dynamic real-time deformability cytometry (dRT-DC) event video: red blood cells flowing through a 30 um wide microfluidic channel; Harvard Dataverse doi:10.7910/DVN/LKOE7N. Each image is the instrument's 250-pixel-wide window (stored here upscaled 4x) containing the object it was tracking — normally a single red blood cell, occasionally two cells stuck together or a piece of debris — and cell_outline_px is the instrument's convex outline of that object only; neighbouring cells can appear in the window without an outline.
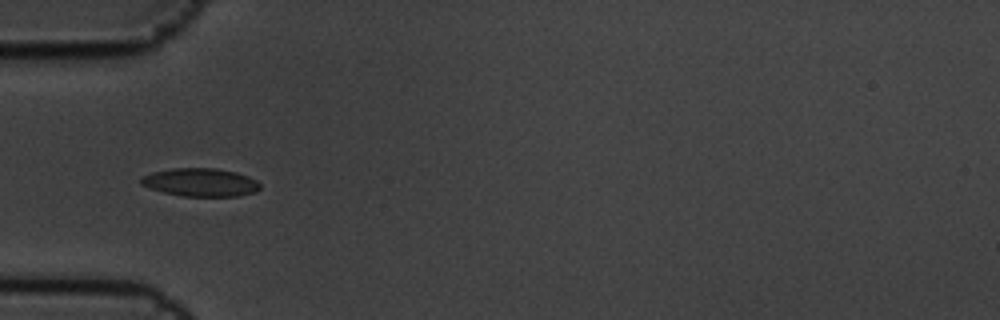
{"species": "common noctule bat (a hibernating species)", "species_latin": "Nyctalus noctula", "temperature_condition": "cold", "stored_images_in_passage": 6, "camera_frame_rate_fps": 3000, "um_per_image_px": 0.085, "animal": {"sex": "male", "body_mass_g": 19.5, "forearm_length_mm": 54.6}, "frame": {"image": 1, "passage_image": 6, "time_ms": 1.667, "image_size_px": [1000, 320], "cell_outline_px": [[260, 188], [256, 192], [236, 196], [180, 196], [164, 192], [140, 184], [140, 176], [152, 172], [172, 168], [216, 168], [236, 172], [248, 176], [256, 180], [260, 184]], "centroid_in_image_um": [17.04, 15.49], "position_along_channel_um": 68.0, "area_um2": 19.59}}